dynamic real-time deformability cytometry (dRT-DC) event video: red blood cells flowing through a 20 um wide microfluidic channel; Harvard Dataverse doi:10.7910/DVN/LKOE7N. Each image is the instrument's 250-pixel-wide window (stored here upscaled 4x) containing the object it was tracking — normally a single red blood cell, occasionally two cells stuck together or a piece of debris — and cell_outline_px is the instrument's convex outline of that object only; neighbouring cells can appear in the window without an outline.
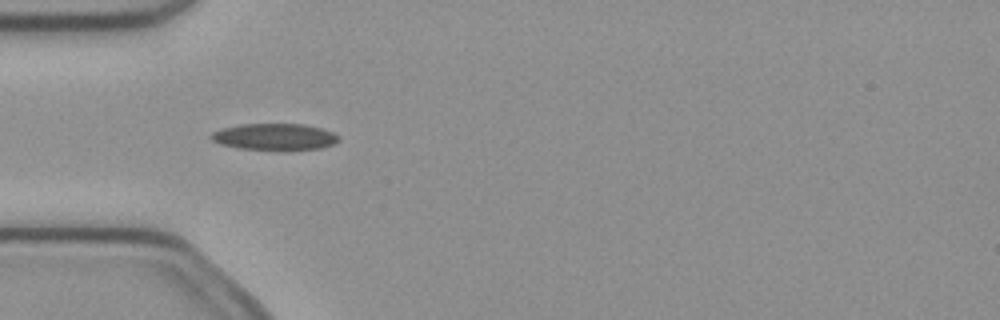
{"species": "common noctule bat (a hibernating species)", "species_latin": "Nyctalus noctula", "temperature_condition": "cold", "stored_images_in_passage": 5, "camera_frame_rate_fps": 3000, "um_per_image_px": 0.085, "animal": {"sex": "female", "body_mass_g": 21.9}, "frame": {"image": 1, "passage_image": 5, "time_ms": 1.333, "image_size_px": [1000, 320], "cell_outline_px": [[340, 140], [332, 144], [320, 148], [284, 152], [240, 148], [220, 144], [212, 140], [208, 136], [212, 132], [220, 128], [240, 124], [304, 124], [320, 128], [332, 132], [340, 136]], "centroid_in_image_um": [23.33, 11.65], "position_along_channel_um": 61.7, "area_um2": 20.35}}